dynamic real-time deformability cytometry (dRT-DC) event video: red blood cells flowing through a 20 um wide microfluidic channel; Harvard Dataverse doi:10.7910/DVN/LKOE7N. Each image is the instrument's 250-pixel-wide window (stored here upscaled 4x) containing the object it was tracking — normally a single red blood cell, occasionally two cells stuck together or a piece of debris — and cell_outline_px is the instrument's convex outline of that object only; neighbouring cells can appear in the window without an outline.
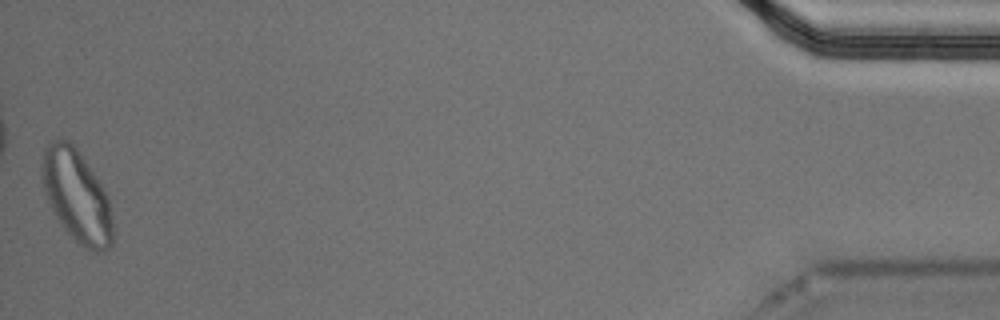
{"species": "Egyptian fruit bat (a non-hibernating species)", "species_latin": "Rousettus aegyptiacus", "temperature_condition": "cold", "stored_images_in_passage": 54, "camera_frame_rate_fps": 3000, "um_per_image_px": 0.085, "animal": {"sex": "male"}, "frame": {"image": 1, "passage_image": 54, "time_ms": 17.667, "image_size_px": [1000, 320], "cell_outline_px": [[112, 244], [104, 252], [96, 252], [80, 244], [64, 228], [52, 212], [44, 192], [40, 168], [40, 164], [44, 148], [52, 140], [60, 136], [72, 140], [108, 196], [112, 216]], "centroid_in_image_um": [6.48, 16.59], "position_along_channel_um": 428.7, "area_um2": 38.38}, "authors_computed_cell_mechanics": {"area_um2": 23.2934, "velocity_mm_per_s": 3.6338, "shape_relaxation_time_tau1_ms": 5.0392, "shape_relaxation_time_tau2_ms": 1.8664, "deformation_change_tau1": 0.1157, "deformation_change_tau2": 0.0703}}